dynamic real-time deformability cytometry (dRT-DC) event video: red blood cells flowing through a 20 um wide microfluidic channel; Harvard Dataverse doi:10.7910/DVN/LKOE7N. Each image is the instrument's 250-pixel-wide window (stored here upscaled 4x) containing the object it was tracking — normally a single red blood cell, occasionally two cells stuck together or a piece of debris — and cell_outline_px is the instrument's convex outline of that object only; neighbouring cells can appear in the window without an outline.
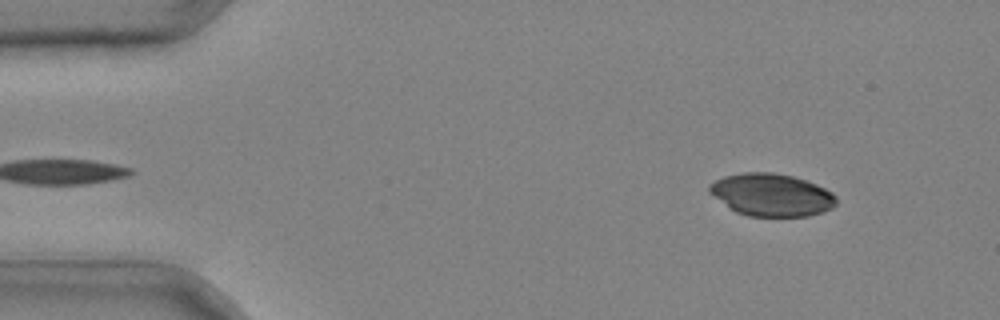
{"species": "common noctule bat (a hibernating species)", "species_latin": "Nyctalus noctula", "temperature_condition": "cold", "stored_images_in_passage": 41, "camera_frame_rate_fps": 3000, "um_per_image_px": 0.085, "animal": {"sex": "male", "body_mass_g": 20.4}, "frame": {"image": 1, "passage_image": 4, "time_ms": 1.0, "image_size_px": [1000, 320], "cell_outline_px": [[836, 204], [832, 208], [824, 212], [808, 216], [748, 216], [736, 212], [708, 192], [708, 184], [724, 176], [744, 172], [772, 172], [792, 176], [816, 184], [832, 192], [836, 196]], "centroid_in_image_um": [65.58, 16.56], "position_along_channel_um": 19.4, "area_um2": 31.44}}
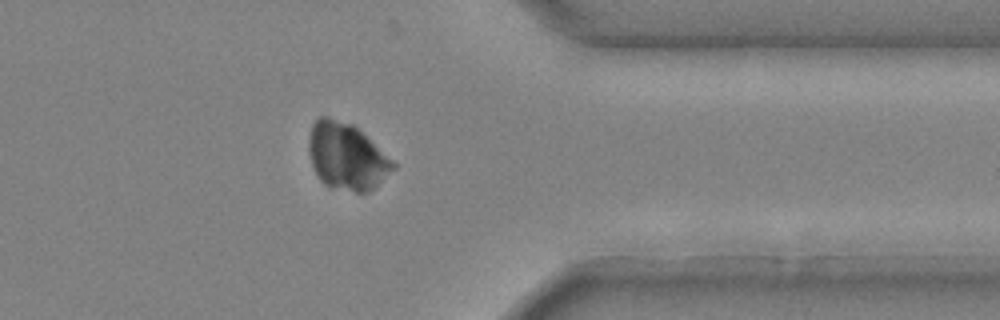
{"frame": {"image": 2, "passage_image": 34, "time_ms": 11.0, "image_size_px": [1000, 320], "cell_outline_px": [[396, 168], [368, 192], [356, 192], [328, 188], [320, 180], [312, 164], [308, 152], [308, 140], [312, 124], [320, 116], [324, 116], [352, 124], [392, 160], [396, 164]], "centroid_in_image_um": [29.43, 13.32], "position_along_channel_um": 382.0, "area_um2": 32.54}}
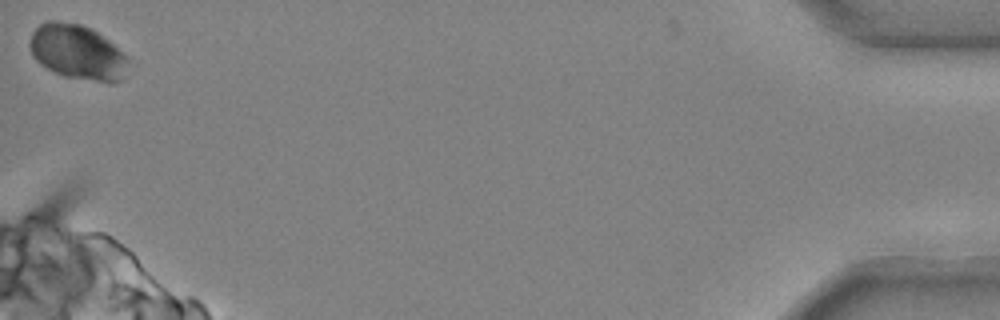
{"frame": {"image": 3, "passage_image": 41, "time_ms": 13.333, "image_size_px": [1000, 320], "cell_outline_px": [[128, 60], [124, 80], [112, 84], [108, 84], [64, 76], [40, 64], [32, 56], [32, 32], [40, 24], [48, 20], [56, 20], [80, 24], [96, 32], [108, 40]], "centroid_in_image_um": [6.6, 4.47], "position_along_channel_um": 428.6, "area_um2": 31.15}}